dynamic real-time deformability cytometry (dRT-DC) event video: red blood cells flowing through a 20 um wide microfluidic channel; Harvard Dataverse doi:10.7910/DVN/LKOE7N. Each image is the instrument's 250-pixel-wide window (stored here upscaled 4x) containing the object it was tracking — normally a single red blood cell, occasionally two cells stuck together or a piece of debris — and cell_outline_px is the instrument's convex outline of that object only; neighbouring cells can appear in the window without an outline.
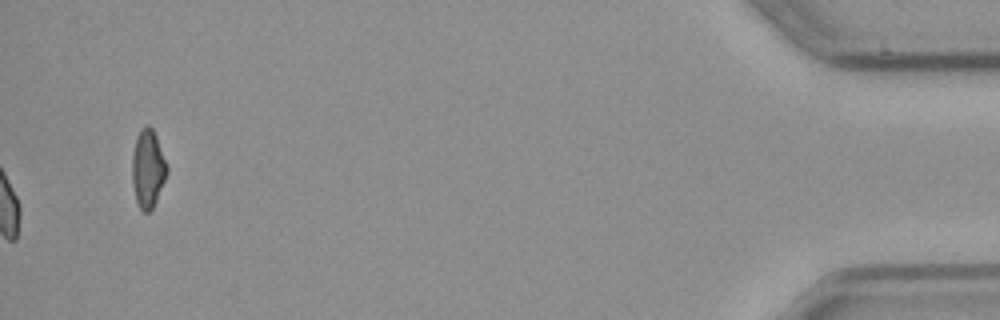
{"species": "common noctule bat (a hibernating species)", "species_latin": "Nyctalus noctula", "temperature_condition": "cold", "stored_images_in_passage": 57, "camera_frame_rate_fps": 3000, "um_per_image_px": 0.085, "animal": {"sex": "male", "body_mass_g": 23.1, "forearm_length_mm": 52.7}, "frame": {"image": 1, "passage_image": 57, "time_ms": 18.667, "image_size_px": [1000, 320], "cell_outline_px": [[168, 172], [156, 200], [152, 208], [148, 212], [144, 212], [140, 208], [136, 200], [132, 184], [132, 156], [136, 136], [140, 128], [148, 124], [152, 128], [156, 136], [168, 164]], "centroid_in_image_um": [12.57, 14.3], "position_along_channel_um": 422.6, "area_um2": 15.95}}